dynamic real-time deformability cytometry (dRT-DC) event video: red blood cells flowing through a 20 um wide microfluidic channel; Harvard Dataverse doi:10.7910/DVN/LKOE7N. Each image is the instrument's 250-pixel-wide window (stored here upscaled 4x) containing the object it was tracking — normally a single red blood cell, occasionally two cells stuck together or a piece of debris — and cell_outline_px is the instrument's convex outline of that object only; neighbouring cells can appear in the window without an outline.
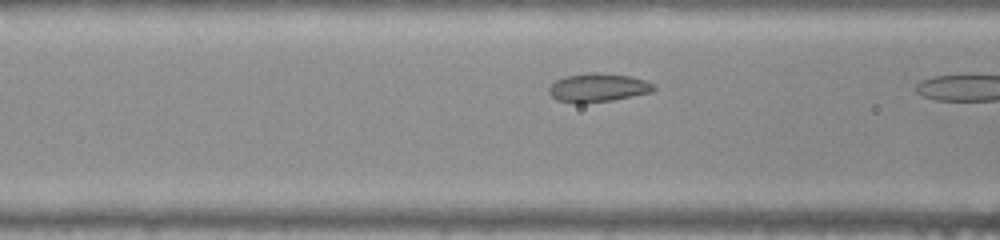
{"species": "common noctule bat (a hibernating species)", "species_latin": "Nyctalus noctula", "temperature_condition": "warm", "stored_images_in_passage": 8, "camera_frame_rate_fps": 3000, "um_per_image_px": 0.085, "animal": {"sex": "female", "body_mass_g": 22.0, "forearm_length_mm": 56.7}, "frame": {"image": 1, "passage_image": 7, "time_ms": 2.0, "image_size_px": [1000, 240], "cell_outline_px": [[656, 88], [652, 92], [612, 100], [580, 104], [576, 104], [556, 100], [548, 92], [548, 88], [556, 80], [564, 76], [596, 72], [632, 76], [644, 80], [652, 84]], "centroid_in_image_um": [50.8, 7.46], "position_along_channel_um": 115.8, "area_um2": 17.51}}